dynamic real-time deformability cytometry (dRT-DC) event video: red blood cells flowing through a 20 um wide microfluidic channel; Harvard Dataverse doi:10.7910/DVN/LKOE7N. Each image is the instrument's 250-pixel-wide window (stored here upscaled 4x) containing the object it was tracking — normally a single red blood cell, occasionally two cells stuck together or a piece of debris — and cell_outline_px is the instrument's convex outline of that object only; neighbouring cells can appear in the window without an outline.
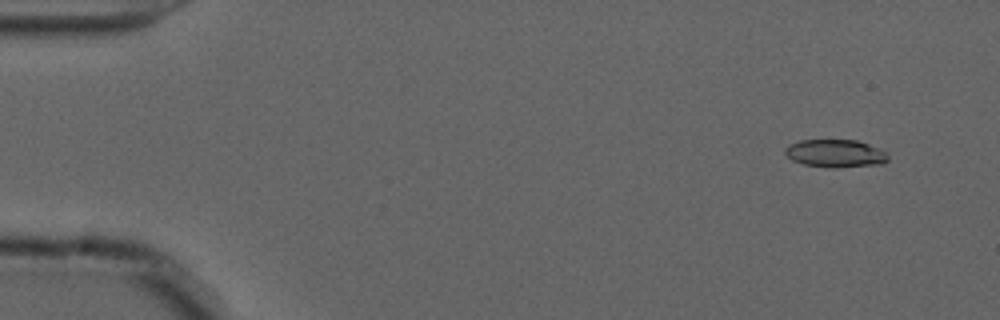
{"species": "common noctule bat (a hibernating species)", "species_latin": "Nyctalus noctula", "temperature_condition": "cold", "stored_images_in_passage": 56, "camera_frame_rate_fps": 3000, "um_per_image_px": 0.085, "animal": {"sex": "male", "forearm_length_mm": 52.5}, "frame": {"image": 1, "passage_image": 5, "time_ms": 1.333, "image_size_px": [1000, 320], "cell_outline_px": [[888, 160], [884, 164], [836, 168], [832, 168], [804, 164], [792, 160], [784, 152], [784, 148], [788, 144], [800, 140], [856, 140], [880, 148], [888, 152]], "centroid_in_image_um": [71.04, 13.04], "position_along_channel_um": 14.0, "area_um2": 16.94}}
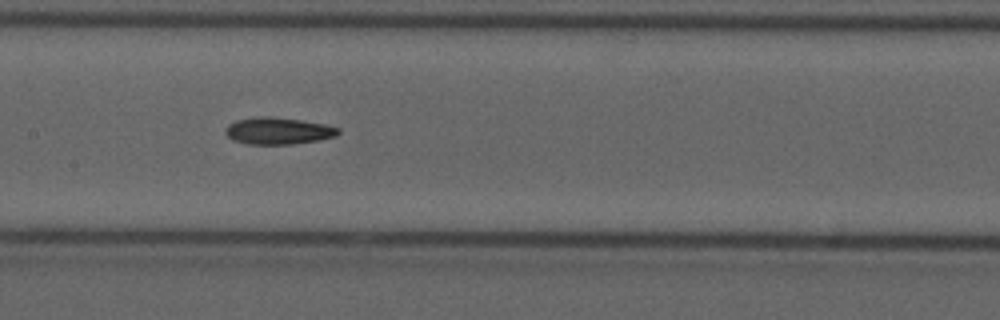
{"frame": {"image": 2, "passage_image": 28, "time_ms": 9.0, "image_size_px": [1000, 320], "cell_outline_px": [[340, 132], [336, 136], [316, 140], [292, 144], [248, 144], [232, 140], [224, 132], [228, 124], [236, 120], [256, 116], [272, 116], [300, 120], [324, 124], [340, 128]], "centroid_in_image_um": [23.61, 11.11], "position_along_channel_um": 183.8, "area_um2": 17.69}}
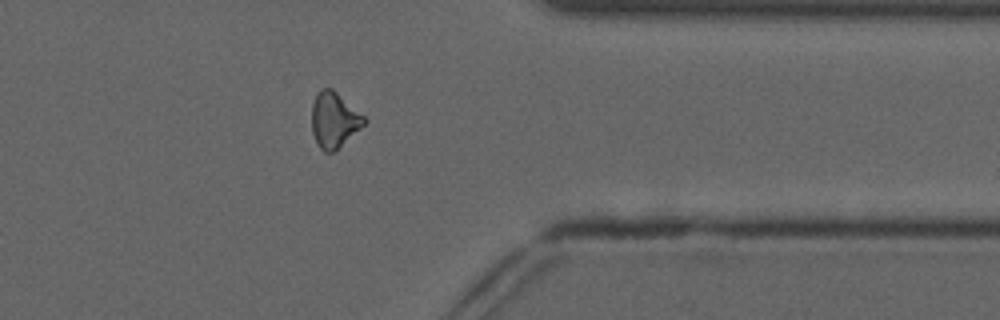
{"frame": {"image": 3, "passage_image": 45, "time_ms": 14.667, "image_size_px": [1000, 320], "cell_outline_px": [[368, 120], [360, 128], [332, 152], [324, 152], [316, 144], [312, 132], [312, 104], [316, 92], [320, 88], [332, 88], [364, 116]], "centroid_in_image_um": [28.36, 10.17], "position_along_channel_um": 383.0, "area_um2": 16.76}}